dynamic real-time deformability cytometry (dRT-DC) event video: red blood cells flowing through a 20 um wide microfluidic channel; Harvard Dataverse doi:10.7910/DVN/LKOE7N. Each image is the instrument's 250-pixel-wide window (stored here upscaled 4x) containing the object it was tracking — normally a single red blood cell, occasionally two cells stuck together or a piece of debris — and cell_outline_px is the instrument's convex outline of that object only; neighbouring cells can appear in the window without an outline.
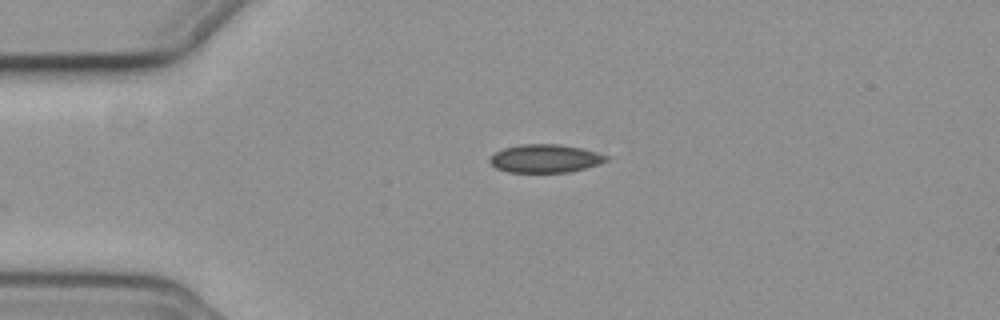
{"species": "common noctule bat (a hibernating species)", "species_latin": "Nyctalus noctula", "temperature_condition": "cold", "stored_images_in_passage": 33, "camera_frame_rate_fps": 3000, "um_per_image_px": 0.085, "animal": {"sex": "female", "body_mass_g": 19.3, "forearm_length_mm": 54.1}, "frame": {"image": 1, "passage_image": 1, "time_ms": 0.0, "image_size_px": [1000, 320], "cell_outline_px": [[608, 160], [600, 164], [568, 172], [508, 172], [496, 168], [488, 160], [496, 152], [504, 148], [520, 144], [560, 144], [580, 148], [596, 152], [608, 156]], "centroid_in_image_um": [46.34, 13.47], "position_along_channel_um": 38.7, "area_um2": 19.02}}
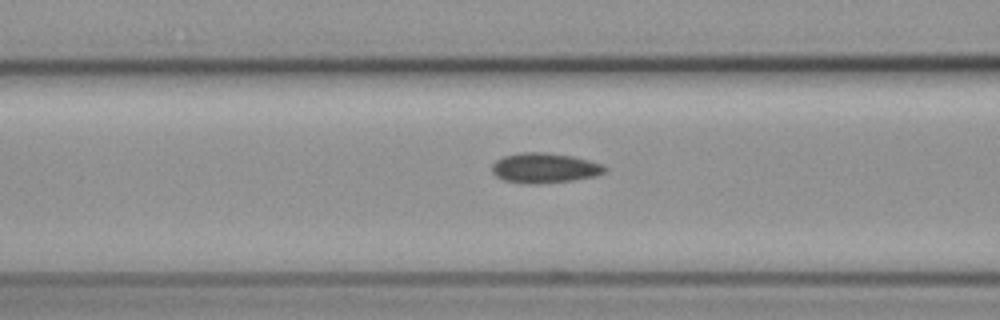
{"frame": {"image": 2, "passage_image": 10, "time_ms": 3.0, "image_size_px": [1000, 320], "cell_outline_px": [[608, 168], [604, 172], [596, 176], [572, 180], [536, 184], [528, 184], [504, 180], [496, 176], [492, 172], [492, 164], [496, 160], [504, 156], [520, 152], [544, 152], [572, 156], [604, 164]], "centroid_in_image_um": [46.29, 14.27], "position_along_channel_um": 120.3, "area_um2": 19.77}}
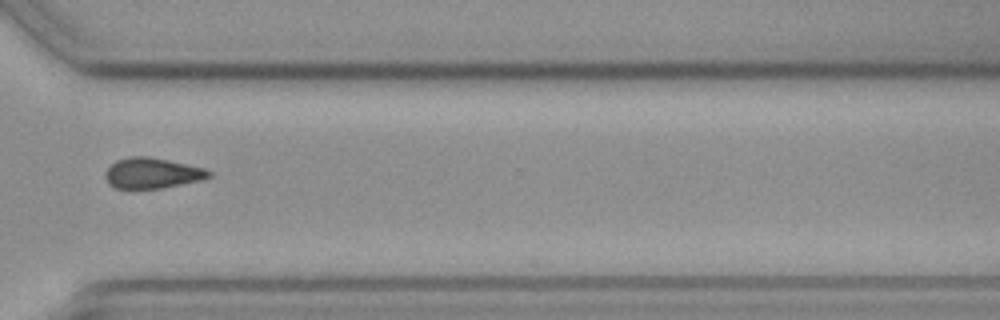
{"frame": {"image": 3, "passage_image": 29, "time_ms": 9.333, "image_size_px": [1000, 320], "cell_outline_px": [[212, 176], [204, 180], [160, 188], [116, 188], [108, 184], [104, 176], [108, 168], [116, 160], [132, 156], [148, 156], [168, 160], [204, 168], [212, 172]], "centroid_in_image_um": [12.95, 14.71], "position_along_channel_um": 357.6, "area_um2": 18.44}}